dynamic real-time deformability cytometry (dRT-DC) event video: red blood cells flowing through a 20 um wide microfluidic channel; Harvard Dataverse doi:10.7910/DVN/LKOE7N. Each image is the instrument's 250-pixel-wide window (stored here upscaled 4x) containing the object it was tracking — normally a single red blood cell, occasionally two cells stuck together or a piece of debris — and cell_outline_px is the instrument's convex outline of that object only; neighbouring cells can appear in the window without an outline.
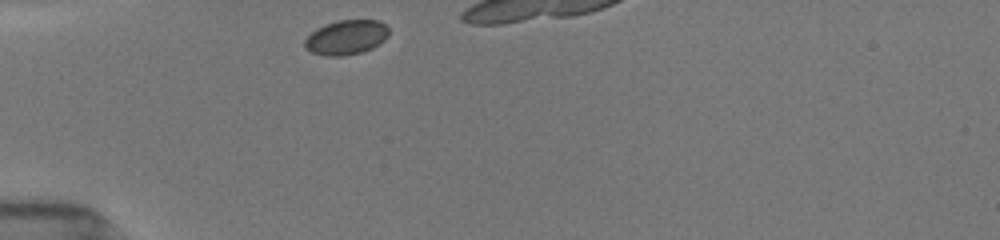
{"species": "common noctule bat (a hibernating species)", "species_latin": "Nyctalus noctula", "temperature_condition": "room temperature", "stored_images_in_passage": 8, "camera_frame_rate_fps": 3000, "um_per_image_px": 0.085, "animal": {"sex": "female", "body_mass_g": 19.5, "forearm_length_mm": 54.1}, "frame": {"image": 1, "passage_image": 1, "time_ms": 0.0, "image_size_px": [1000, 240], "cell_outline_px": [[388, 36], [384, 40], [372, 48], [360, 52], [340, 56], [328, 56], [312, 52], [304, 44], [304, 40], [316, 28], [324, 24], [336, 20], [380, 20], [388, 28]], "centroid_in_image_um": [29.43, 3.15], "position_along_channel_um": 55.6, "area_um2": 16.82}}
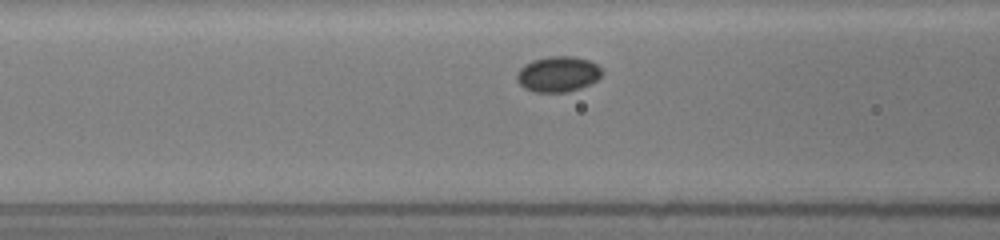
{"frame": {"image": 2, "passage_image": 7, "time_ms": 2.0, "image_size_px": [1000, 240], "cell_outline_px": [[604, 72], [596, 80], [580, 88], [568, 92], [532, 92], [524, 88], [516, 80], [516, 72], [524, 64], [532, 60], [548, 56], [572, 56], [588, 60], [596, 64]], "centroid_in_image_um": [47.39, 6.3], "position_along_channel_um": 119.2, "area_um2": 17.74}}